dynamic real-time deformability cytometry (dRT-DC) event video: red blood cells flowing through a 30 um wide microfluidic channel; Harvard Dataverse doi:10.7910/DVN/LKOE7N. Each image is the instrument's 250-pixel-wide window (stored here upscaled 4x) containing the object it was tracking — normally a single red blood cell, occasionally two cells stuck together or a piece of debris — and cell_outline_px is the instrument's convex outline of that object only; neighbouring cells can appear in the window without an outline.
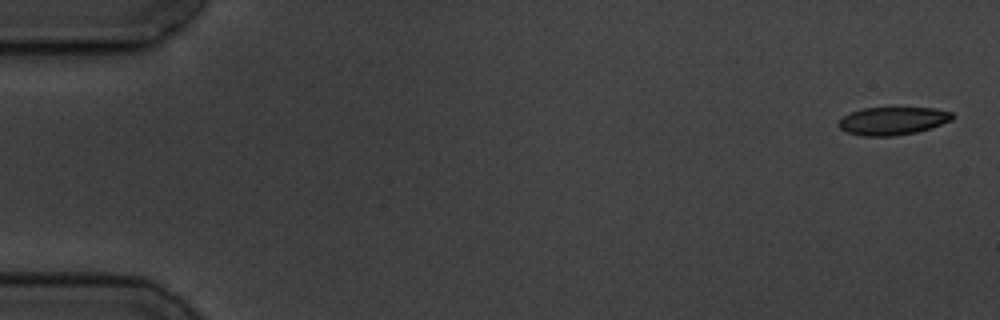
{"species": "common noctule bat (a hibernating species)", "species_latin": "Nyctalus noctula", "temperature_condition": "cold", "stored_images_in_passage": 8, "camera_frame_rate_fps": 3000, "um_per_image_px": 0.085, "animal": {"sex": "male", "body_mass_g": 19.5, "forearm_length_mm": 54.6}, "frame": {"image": 1, "passage_image": 1, "time_ms": 0.0, "image_size_px": [1000, 320], "cell_outline_px": [[952, 120], [932, 128], [916, 132], [892, 136], [864, 136], [848, 132], [840, 128], [836, 124], [844, 116], [852, 112], [864, 108], [932, 108], [952, 112]], "centroid_in_image_um": [75.88, 10.28], "position_along_channel_um": 9.1, "area_um2": 18.32}}
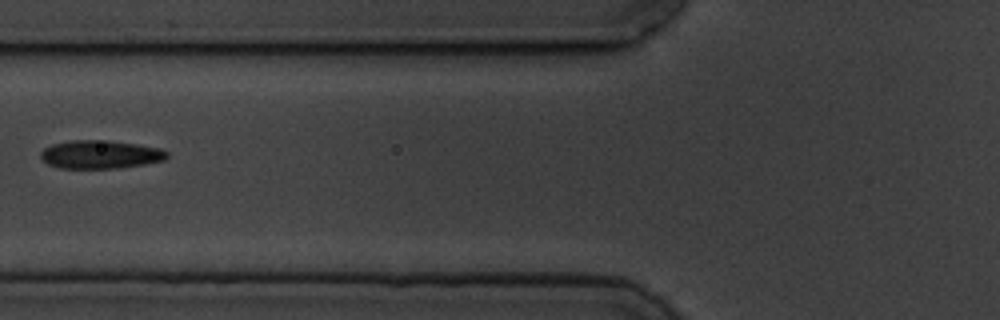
{"frame": {"image": 2, "passage_image": 7, "time_ms": 7.0, "image_size_px": [1000, 320], "cell_outline_px": [[168, 156], [164, 160], [144, 164], [120, 168], [60, 168], [48, 164], [40, 156], [40, 152], [44, 148], [52, 144], [72, 140], [108, 140], [136, 144], [160, 148], [168, 152]], "centroid_in_image_um": [8.53, 13.12], "position_along_channel_um": 117.3, "area_um2": 20.81}}
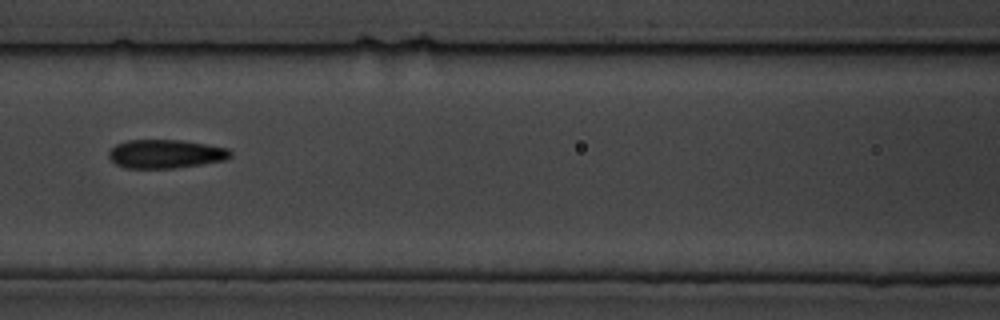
{"frame": {"image": 3, "passage_image": 8, "time_ms": 8.0, "image_size_px": [1000, 320], "cell_outline_px": [[232, 156], [224, 160], [200, 164], [172, 168], [124, 168], [116, 164], [108, 156], [108, 152], [116, 144], [128, 140], [184, 140], [208, 144], [228, 148], [232, 152]], "centroid_in_image_um": [14.08, 13.07], "position_along_channel_um": 152.5, "area_um2": 20.35}}